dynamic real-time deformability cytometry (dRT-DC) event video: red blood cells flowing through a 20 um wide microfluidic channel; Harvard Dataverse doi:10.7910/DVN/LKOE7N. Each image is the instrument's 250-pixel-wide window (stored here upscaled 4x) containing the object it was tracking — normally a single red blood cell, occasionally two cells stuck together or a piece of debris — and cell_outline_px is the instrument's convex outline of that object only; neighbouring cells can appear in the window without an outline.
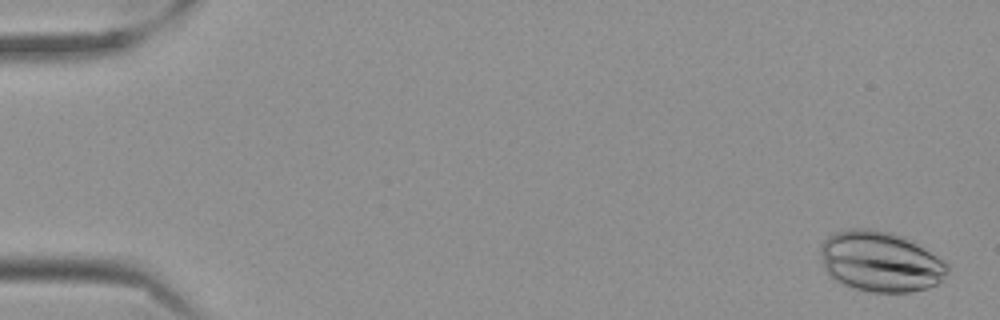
{"species": "Egyptian fruit bat (a non-hibernating species)", "species_latin": "Rousettus aegyptiacus", "temperature_condition": "cold", "stored_images_in_passage": 57, "camera_frame_rate_fps": 3000, "um_per_image_px": 0.085, "frame": {"image": 1, "passage_image": 1, "time_ms": 0.0, "image_size_px": [1000, 320], "cell_outline_px": [[948, 272], [936, 284], [912, 292], [872, 292], [852, 288], [836, 280], [828, 272], [824, 264], [820, 244], [828, 236], [836, 232], [852, 228], [868, 228], [892, 232], [904, 236], [944, 260], [948, 264]], "centroid_in_image_um": [74.85, 22.22], "position_along_channel_um": 10.2, "area_um2": 44.45}}
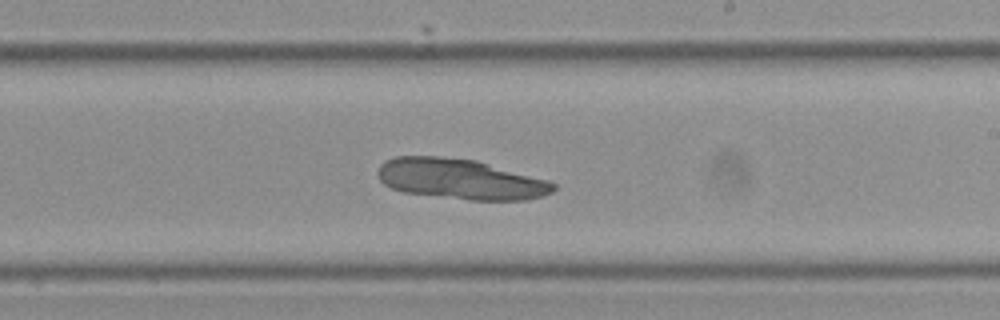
{"frame": {"image": 2, "passage_image": 34, "time_ms": 11.0, "image_size_px": [1000, 320], "cell_outline_px": [[556, 188], [552, 192], [528, 200], [468, 200], [404, 192], [392, 188], [384, 184], [380, 180], [376, 172], [380, 164], [384, 160], [396, 156], [440, 156], [476, 160], [548, 180], [556, 184]], "centroid_in_image_um": [39.11, 15.22], "position_along_channel_um": 249.9, "area_um2": 41.5}}
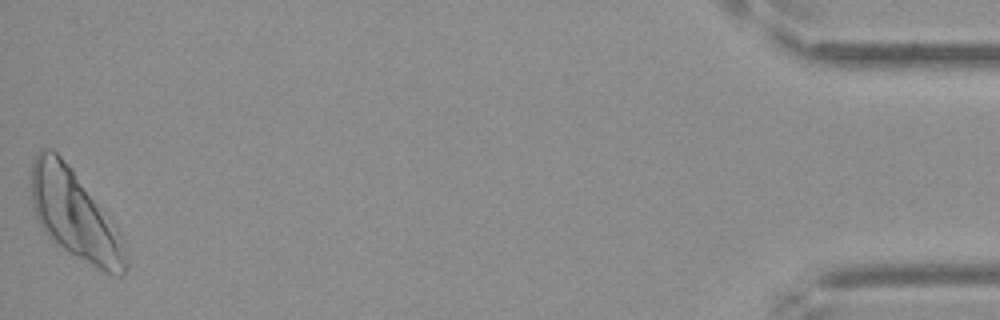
{"frame": {"image": 3, "passage_image": 57, "time_ms": 18.667, "image_size_px": [1000, 320], "cell_outline_px": [[128, 268], [120, 276], [116, 276], [104, 272], [64, 248], [48, 236], [44, 232], [36, 216], [32, 204], [32, 164], [36, 152], [40, 148], [52, 148], [72, 168], [116, 228], [124, 244], [128, 260]], "centroid_in_image_um": [6.33, 18.24], "position_along_channel_um": 428.9, "area_um2": 47.92}}